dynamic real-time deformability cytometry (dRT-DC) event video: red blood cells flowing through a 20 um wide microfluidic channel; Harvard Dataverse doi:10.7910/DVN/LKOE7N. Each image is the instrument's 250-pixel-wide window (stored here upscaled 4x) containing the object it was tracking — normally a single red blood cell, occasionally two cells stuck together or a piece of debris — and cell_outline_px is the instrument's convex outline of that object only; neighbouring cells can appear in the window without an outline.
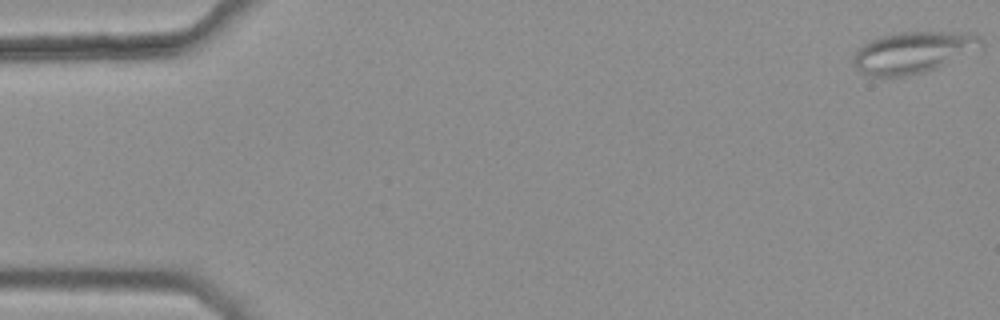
{"species": "common noctule bat (a hibernating species)", "species_latin": "Nyctalus noctula", "temperature_condition": "warm", "stored_images_in_passage": 6, "camera_frame_rate_fps": 3000, "um_per_image_px": 0.085, "animal": {"sex": "female", "body_mass_g": 25.1}, "frame": {"image": 1, "passage_image": 1, "time_ms": 0.0, "image_size_px": [1000, 320], "cell_outline_px": [[984, 44], [936, 68], [924, 72], [904, 76], [864, 76], [856, 68], [852, 60], [852, 52], [864, 44], [880, 36], [900, 32], [976, 32], [984, 40]], "centroid_in_image_um": [77.55, 4.44], "position_along_channel_um": 7.4, "area_um2": 30.81}}